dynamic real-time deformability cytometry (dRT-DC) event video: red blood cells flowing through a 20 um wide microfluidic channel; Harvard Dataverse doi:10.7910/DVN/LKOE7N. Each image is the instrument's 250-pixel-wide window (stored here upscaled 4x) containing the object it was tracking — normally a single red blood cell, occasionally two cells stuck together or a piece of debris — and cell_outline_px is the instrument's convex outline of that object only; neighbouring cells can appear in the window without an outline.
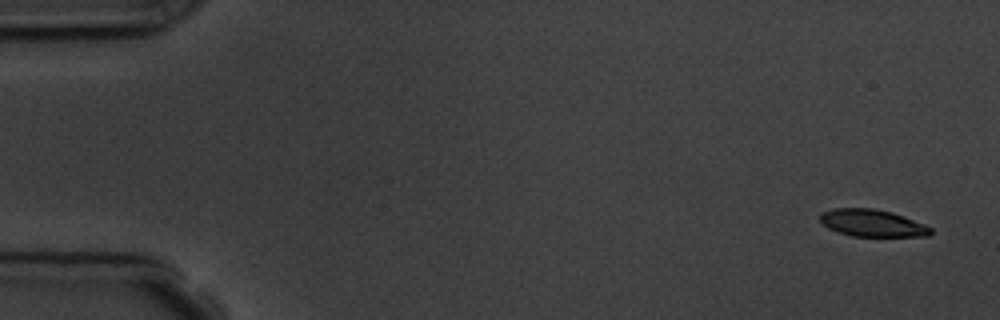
{"species": "common noctule bat (a hibernating species)", "species_latin": "Nyctalus noctula", "temperature_condition": "room temperature", "stored_images_in_passage": 4, "camera_frame_rate_fps": 3000, "um_per_image_px": 0.085, "animal": {"sex": "male", "body_mass_g": 19.5, "forearm_length_mm": 54.6}, "frame": {"image": 1, "passage_image": 1, "time_ms": 0.0, "image_size_px": [1000, 320], "cell_outline_px": [[932, 232], [928, 236], [852, 236], [836, 232], [828, 228], [820, 220], [820, 212], [832, 208], [872, 208], [892, 212], [904, 216], [924, 224], [932, 228]], "centroid_in_image_um": [74.12, 18.95], "position_along_channel_um": 10.9, "area_um2": 17.57}}
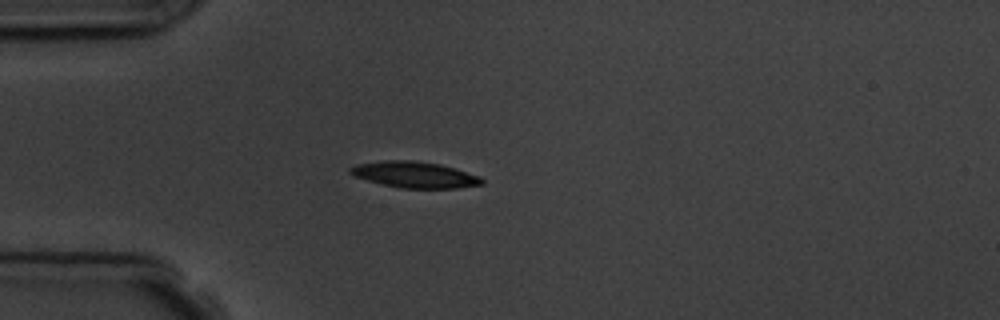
{"frame": {"image": 2, "passage_image": 4, "time_ms": 4.333, "image_size_px": [1000, 320], "cell_outline_px": [[484, 184], [456, 188], [400, 188], [380, 184], [356, 176], [348, 172], [348, 168], [356, 164], [384, 160], [412, 160], [440, 164], [456, 168], [480, 176], [484, 180]], "centroid_in_image_um": [35.25, 14.84], "position_along_channel_um": 49.7, "area_um2": 20.17}}